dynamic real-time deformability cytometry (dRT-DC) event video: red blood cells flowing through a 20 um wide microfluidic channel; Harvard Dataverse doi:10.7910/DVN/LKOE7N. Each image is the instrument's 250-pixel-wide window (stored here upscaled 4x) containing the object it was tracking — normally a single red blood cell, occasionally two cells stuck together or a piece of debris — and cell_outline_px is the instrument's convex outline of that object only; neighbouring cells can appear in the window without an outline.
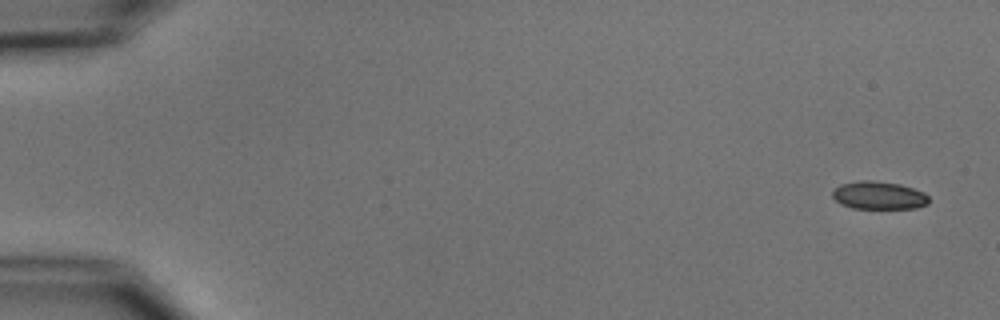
{"species": "common noctule bat (a hibernating species)", "species_latin": "Nyctalus noctula", "temperature_condition": "cold", "stored_images_in_passage": 7, "camera_frame_rate_fps": 3000, "um_per_image_px": 0.085, "animal": {"sex": "male", "body_mass_g": 15.6}, "frame": {"image": 1, "passage_image": 1, "time_ms": 0.0, "image_size_px": [1000, 320], "cell_outline_px": [[928, 204], [916, 208], [852, 208], [840, 204], [832, 196], [832, 188], [840, 184], [860, 180], [872, 180], [900, 184], [924, 192], [928, 196]], "centroid_in_image_um": [74.66, 16.6], "position_along_channel_um": 10.3, "area_um2": 15.78}}